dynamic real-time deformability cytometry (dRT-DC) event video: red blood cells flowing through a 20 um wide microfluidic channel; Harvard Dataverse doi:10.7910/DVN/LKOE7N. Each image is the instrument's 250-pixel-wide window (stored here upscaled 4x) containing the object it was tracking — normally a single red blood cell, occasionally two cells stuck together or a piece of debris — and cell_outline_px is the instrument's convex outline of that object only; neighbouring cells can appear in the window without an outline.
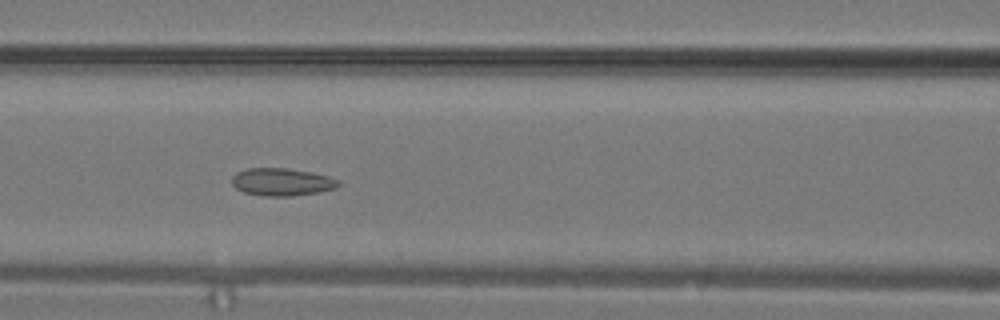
{"species": "common noctule bat (a hibernating species)", "species_latin": "Nyctalus noctula", "temperature_condition": "warm", "stored_images_in_passage": 18, "camera_frame_rate_fps": 3000, "um_per_image_px": 0.085, "animal": {"sex": "male", "body_mass_g": 19.2, "forearm_length_mm": 51.8}, "frame": {"image": 1, "passage_image": 11, "time_ms": 3.333, "image_size_px": [1000, 320], "cell_outline_px": [[340, 184], [336, 188], [316, 192], [288, 196], [264, 196], [244, 192], [236, 188], [232, 184], [232, 176], [236, 172], [248, 168], [288, 168], [328, 176], [340, 180]], "centroid_in_image_um": [23.93, 15.46], "position_along_channel_um": 142.7, "area_um2": 16.99}}
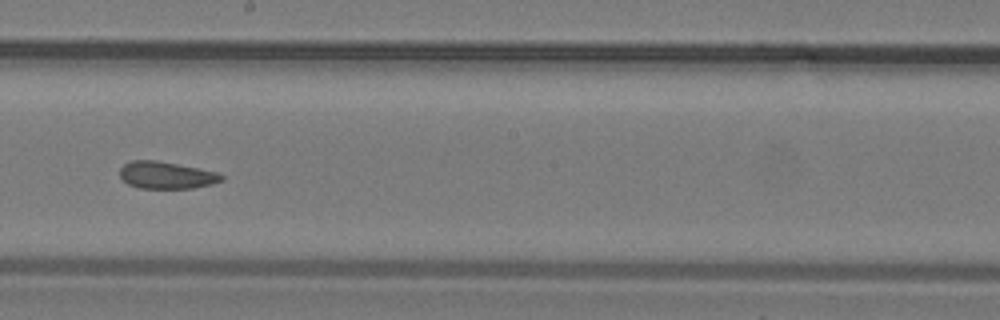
{"frame": {"image": 2, "passage_image": 15, "time_ms": 4.667, "image_size_px": [1000, 320], "cell_outline_px": [[224, 180], [212, 184], [192, 188], [140, 188], [128, 184], [120, 176], [120, 168], [124, 164], [132, 160], [156, 160], [216, 172], [224, 176]], "centroid_in_image_um": [14.13, 14.89], "position_along_channel_um": 234.1, "area_um2": 15.9}}
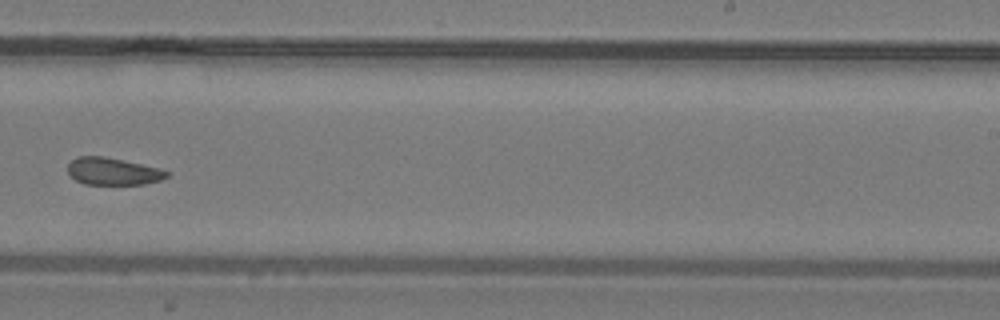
{"frame": {"image": 3, "passage_image": 17, "time_ms": 5.333, "image_size_px": [1000, 320], "cell_outline_px": [[168, 176], [160, 180], [144, 184], [84, 184], [76, 180], [68, 172], [68, 164], [76, 156], [104, 156], [160, 168], [168, 172]], "centroid_in_image_um": [9.59, 14.56], "position_along_channel_um": 279.4, "area_um2": 15.61}}